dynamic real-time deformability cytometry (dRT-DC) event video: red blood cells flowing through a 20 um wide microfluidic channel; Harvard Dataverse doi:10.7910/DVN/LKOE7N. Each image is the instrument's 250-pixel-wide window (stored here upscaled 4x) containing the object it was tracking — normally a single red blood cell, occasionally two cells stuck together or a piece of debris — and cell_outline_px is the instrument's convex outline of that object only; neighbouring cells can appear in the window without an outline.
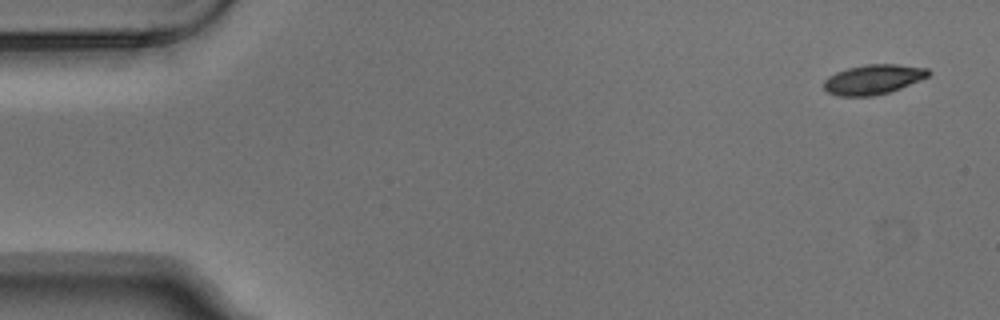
{"species": "Egyptian fruit bat (a non-hibernating species)", "species_latin": "Rousettus aegyptiacus", "temperature_condition": "warm", "stored_images_in_passage": 3, "camera_frame_rate_fps": 3000, "um_per_image_px": 0.085, "animal": {"sex": "male"}, "frame": {"image": 1, "passage_image": 1, "time_ms": 0.0, "image_size_px": [1000, 320], "cell_outline_px": [[932, 72], [928, 76], [920, 80], [900, 88], [888, 92], [872, 96], [836, 96], [828, 92], [824, 88], [824, 80], [828, 76], [836, 72], [848, 68], [868, 64], [896, 64], [928, 68]], "centroid_in_image_um": [74.22, 6.75], "position_along_channel_um": 10.8, "area_um2": 18.09}}
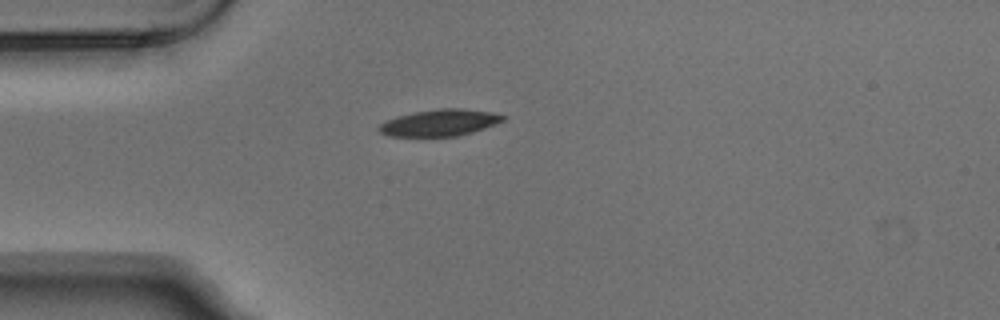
{"frame": {"image": 2, "passage_image": 3, "time_ms": 0.667, "image_size_px": [1000, 320], "cell_outline_px": [[504, 120], [484, 128], [472, 132], [456, 136], [388, 136], [380, 132], [376, 128], [380, 124], [396, 116], [416, 112], [440, 108], [464, 108], [492, 112], [504, 116]], "centroid_in_image_um": [37.35, 10.43], "position_along_channel_um": 47.6, "area_um2": 19.07}}